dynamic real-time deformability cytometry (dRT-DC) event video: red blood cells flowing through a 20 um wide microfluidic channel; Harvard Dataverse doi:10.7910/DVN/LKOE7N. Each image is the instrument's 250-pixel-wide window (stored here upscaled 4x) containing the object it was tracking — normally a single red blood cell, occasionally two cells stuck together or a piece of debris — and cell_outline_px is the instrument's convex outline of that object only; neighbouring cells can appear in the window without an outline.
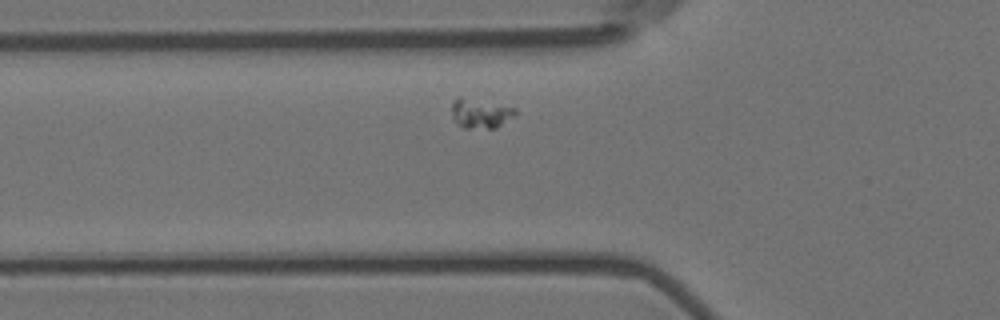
{"species": "Egyptian fruit bat (a non-hibernating species)", "species_latin": "Rousettus aegyptiacus", "temperature_condition": "room temperature", "stored_images_in_passage": 43, "camera_frame_rate_fps": 3000, "um_per_image_px": 0.085, "animal": {"sex": "female"}, "frame": {"image": 1, "passage_image": 8, "time_ms": 2.333, "image_size_px": [1000, 320], "cell_outline_px": [[516, 112], [512, 116], [496, 128], [464, 128], [452, 116], [452, 100], [460, 96], [516, 108]], "centroid_in_image_um": [40.8, 9.62], "position_along_channel_um": 85.0, "area_um2": 10.64}}
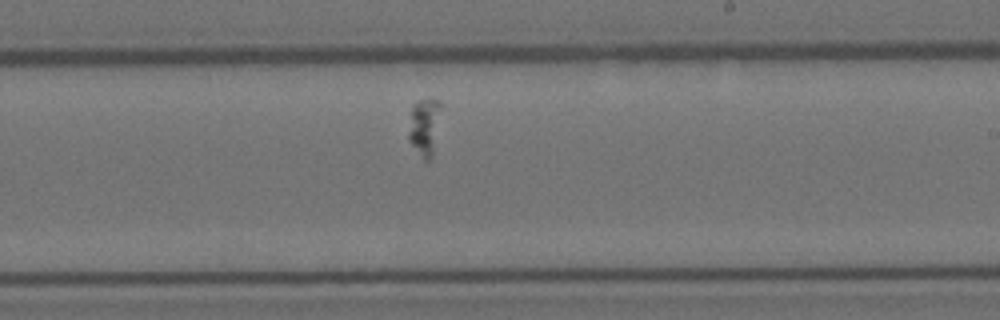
{"frame": {"image": 2, "passage_image": 23, "time_ms": 7.333, "image_size_px": [1000, 320], "cell_outline_px": [[440, 108], [432, 156], [428, 160], [424, 160], [408, 140], [408, 132], [412, 108], [420, 100], [440, 100]], "centroid_in_image_um": [36.05, 10.79], "position_along_channel_um": 253.0, "area_um2": 10.23}}
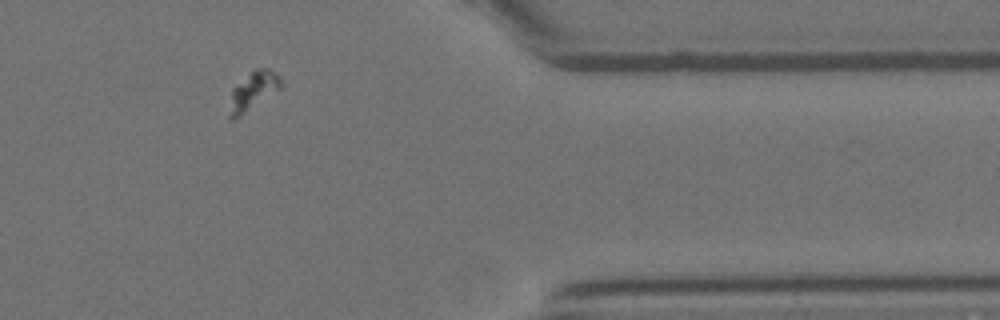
{"frame": {"image": 3, "passage_image": 37, "time_ms": 12.0, "image_size_px": [1000, 320], "cell_outline_px": [[280, 88], [236, 120], [228, 120], [228, 116], [232, 88], [236, 84], [256, 68], [268, 68], [276, 72], [280, 80]], "centroid_in_image_um": [21.46, 7.77], "position_along_channel_um": 389.9, "area_um2": 11.44}}